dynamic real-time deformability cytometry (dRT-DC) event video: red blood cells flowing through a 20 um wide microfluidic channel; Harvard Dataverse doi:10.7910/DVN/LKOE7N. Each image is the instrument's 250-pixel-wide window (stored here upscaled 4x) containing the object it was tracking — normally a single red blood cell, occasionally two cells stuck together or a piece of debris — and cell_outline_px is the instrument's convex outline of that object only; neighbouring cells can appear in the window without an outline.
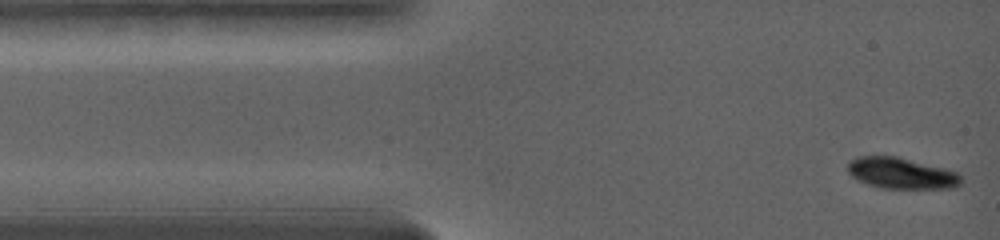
{"species": "common noctule bat (a hibernating species)", "species_latin": "Nyctalus noctula", "temperature_condition": "warm", "stored_images_in_passage": 44, "camera_frame_rate_fps": 5000, "um_per_image_px": 0.085, "animal": {"sex": "female", "body_mass_g": 19.0, "forearm_length_mm": 56.7}, "frame": {"image": 1, "passage_image": 1, "time_ms": 0.0, "image_size_px": [1000, 240], "cell_outline_px": [[960, 184], [956, 188], [880, 188], [856, 180], [848, 172], [848, 164], [852, 160], [860, 156], [896, 156], [944, 168], [956, 172], [960, 176]], "centroid_in_image_um": [76.6, 14.73], "position_along_channel_um": 8.4, "area_um2": 20.35}}
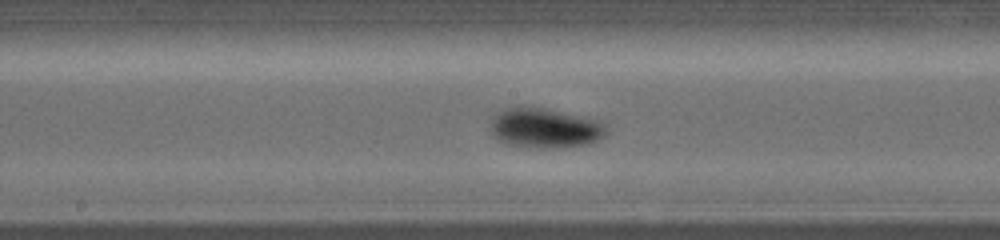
{"frame": {"image": 2, "passage_image": 25, "time_ms": 7.2, "image_size_px": [1000, 240], "cell_outline_px": [[608, 132], [604, 136], [596, 140], [584, 144], [556, 148], [540, 148], [508, 144], [492, 136], [488, 128], [492, 116], [504, 108], [516, 104], [520, 104], [544, 108], [584, 116], [600, 120], [608, 128]], "centroid_in_image_um": [46.25, 10.84], "position_along_channel_um": 201.9, "area_um2": 27.57}}
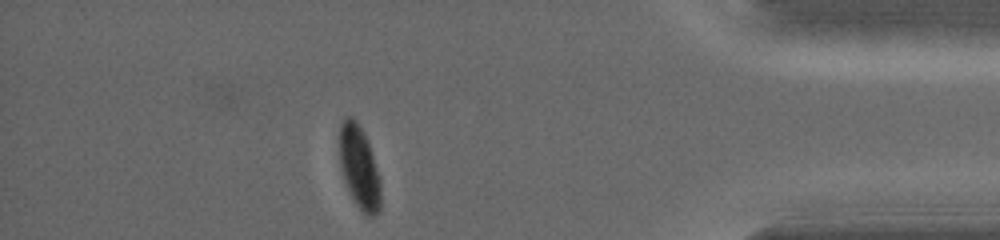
{"frame": {"image": 3, "passage_image": 43, "time_ms": 14.0, "image_size_px": [1000, 240], "cell_outline_px": [[380, 212], [372, 216], [368, 216], [360, 212], [344, 180], [340, 168], [340, 124], [344, 116], [352, 116], [356, 120], [368, 144], [380, 176]], "centroid_in_image_um": [30.53, 14.26], "position_along_channel_um": 404.7, "area_um2": 19.77}, "authors_computed_cell_mechanics": {"area_um2": 25.5476, "velocity_mm_per_s": 3.6012, "shape_relaxation_time_tau1_ms": 1.9808, "shape_relaxation_time_tau2_ms": null, "deformation_change_tau1": 0.1112, "deformation_change_tau2": null}}